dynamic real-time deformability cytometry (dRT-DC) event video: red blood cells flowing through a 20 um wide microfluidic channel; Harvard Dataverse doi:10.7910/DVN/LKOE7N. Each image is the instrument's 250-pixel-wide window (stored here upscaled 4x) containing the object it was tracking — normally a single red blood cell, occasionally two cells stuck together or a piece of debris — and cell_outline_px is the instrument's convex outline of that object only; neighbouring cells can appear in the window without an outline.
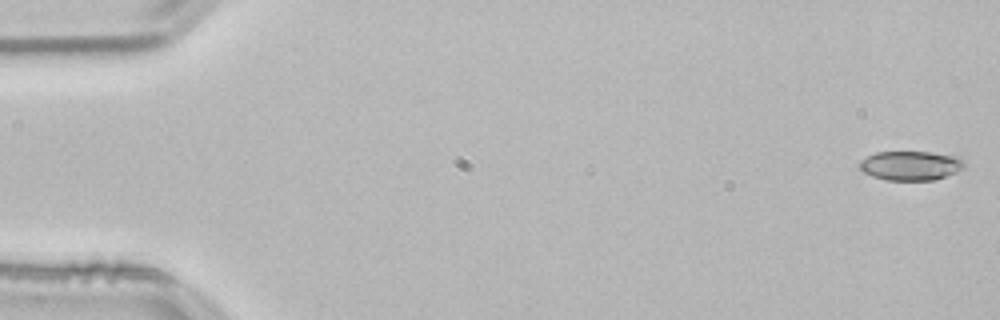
{"species": "common noctule bat (a hibernating species)", "species_latin": "Nyctalus noctula", "temperature_condition": "room temperature", "stored_images_in_passage": 53, "camera_frame_rate_fps": 3000, "um_per_image_px": 0.085, "animal": {"sex": "male", "body_mass_g": 21.5, "forearm_length_mm": 52.0}, "frame": {"image": 1, "passage_image": 1, "time_ms": 0.0, "image_size_px": [1000, 320], "cell_outline_px": [[964, 168], [956, 172], [936, 180], [884, 180], [872, 176], [864, 172], [860, 168], [860, 160], [876, 152], [932, 152], [960, 156], [964, 160]], "centroid_in_image_um": [77.44, 14.07], "position_along_channel_um": 7.6, "area_um2": 18.03}}
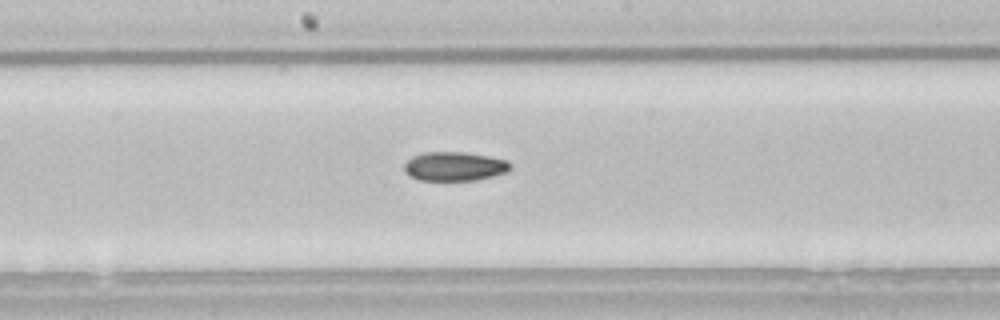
{"frame": {"image": 2, "passage_image": 28, "time_ms": 9.0, "image_size_px": [1000, 320], "cell_outline_px": [[512, 168], [508, 172], [476, 180], [420, 180], [412, 176], [404, 168], [404, 164], [412, 156], [424, 152], [464, 152], [488, 156], [508, 160]], "centroid_in_image_um": [38.67, 14.13], "position_along_channel_um": 209.5, "area_um2": 17.86}}
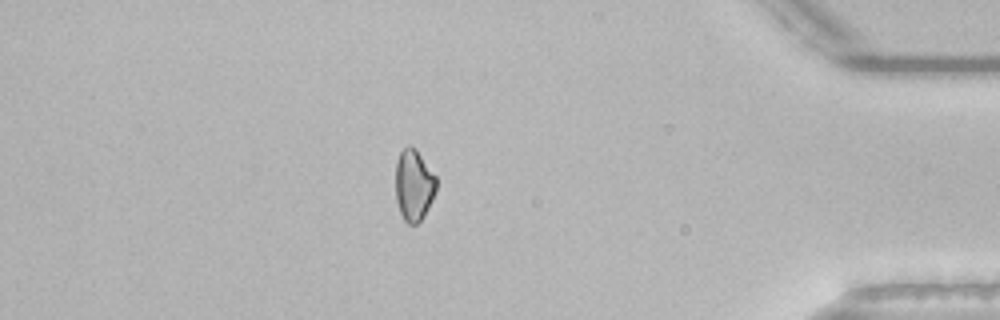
{"frame": {"image": 3, "passage_image": 46, "time_ms": 15.0, "image_size_px": [1000, 320], "cell_outline_px": [[436, 192], [424, 216], [416, 224], [408, 224], [404, 220], [400, 212], [396, 200], [396, 160], [400, 152], [408, 144], [412, 144], [416, 148], [436, 176]], "centroid_in_image_um": [35.17, 15.71], "position_along_channel_um": 400.0, "area_um2": 17.11}, "authors_computed_cell_mechanics": {"area_um2": 18.0336, "velocity_mm_per_s": 3.8423, "shape_relaxation_time_tau1_ms": 9.2894, "shape_relaxation_time_tau2_ms": 9.9938, "deformation_change_tau1": 0.176, "deformation_change_tau2": 0.1521}}